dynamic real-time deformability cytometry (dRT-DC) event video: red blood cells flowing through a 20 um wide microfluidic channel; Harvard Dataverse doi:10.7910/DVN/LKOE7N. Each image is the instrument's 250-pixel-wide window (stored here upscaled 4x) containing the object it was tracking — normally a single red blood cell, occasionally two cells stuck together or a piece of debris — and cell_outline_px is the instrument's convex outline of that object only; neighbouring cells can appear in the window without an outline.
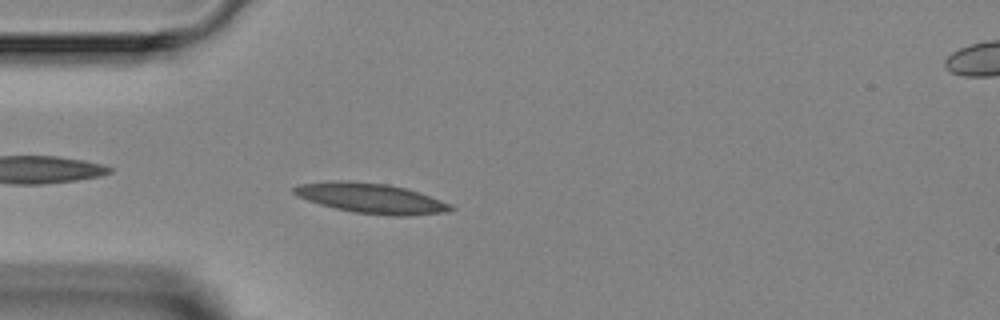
{"species": "Egyptian fruit bat (a non-hibernating species)", "species_latin": "Rousettus aegyptiacus", "temperature_condition": "room temperature", "stored_images_in_passage": 45, "camera_frame_rate_fps": 3000, "um_per_image_px": 0.085, "animal": {"sex": "female"}, "frame": {"image": 1, "passage_image": 12, "time_ms": 3.667, "image_size_px": [1000, 320], "cell_outline_px": [[456, 208], [448, 212], [408, 216], [392, 216], [352, 212], [320, 204], [308, 200], [292, 192], [292, 188], [300, 184], [332, 180], [348, 180], [388, 184], [420, 192], [452, 204]], "centroid_in_image_um": [31.59, 16.85], "position_along_channel_um": 53.4, "area_um2": 27.63}}
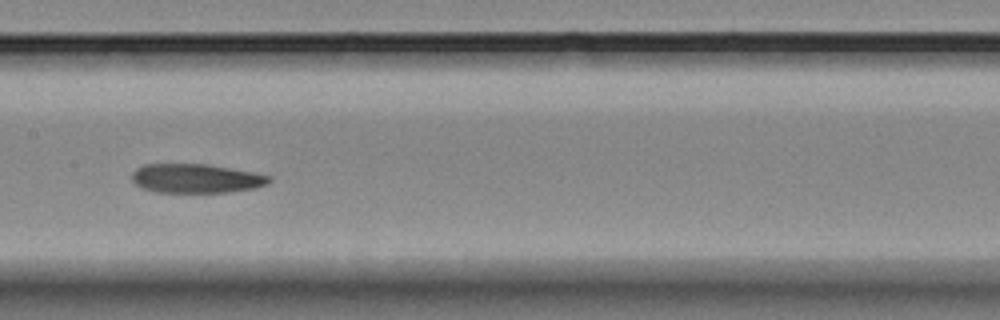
{"frame": {"image": 2, "passage_image": 22, "time_ms": 7.0, "image_size_px": [1000, 320], "cell_outline_px": [[272, 180], [268, 184], [256, 188], [228, 192], [156, 192], [140, 188], [132, 180], [132, 172], [136, 168], [144, 164], [208, 164], [252, 172], [272, 176]], "centroid_in_image_um": [16.67, 15.17], "position_along_channel_um": 190.7, "area_um2": 23.41}}
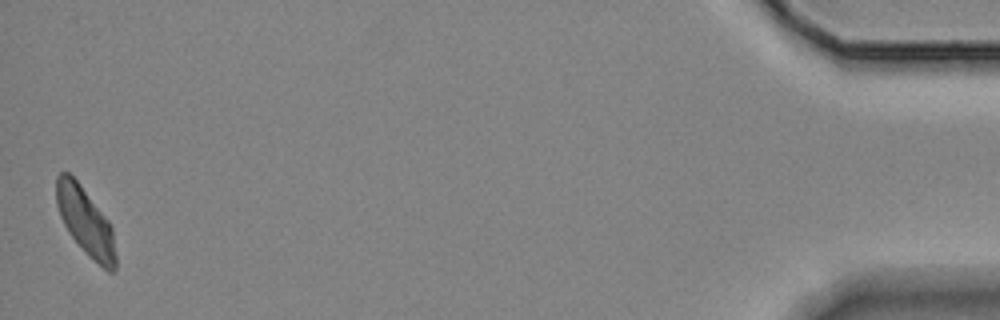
{"frame": {"image": 3, "passage_image": 45, "time_ms": 14.667, "image_size_px": [1000, 320], "cell_outline_px": [[116, 268], [112, 272], [108, 272], [68, 232], [60, 216], [56, 204], [56, 176], [60, 172], [68, 172], [76, 180], [108, 220], [112, 228], [116, 256]], "centroid_in_image_um": [7.25, 18.78], "position_along_channel_um": 427.9, "area_um2": 22.66}}